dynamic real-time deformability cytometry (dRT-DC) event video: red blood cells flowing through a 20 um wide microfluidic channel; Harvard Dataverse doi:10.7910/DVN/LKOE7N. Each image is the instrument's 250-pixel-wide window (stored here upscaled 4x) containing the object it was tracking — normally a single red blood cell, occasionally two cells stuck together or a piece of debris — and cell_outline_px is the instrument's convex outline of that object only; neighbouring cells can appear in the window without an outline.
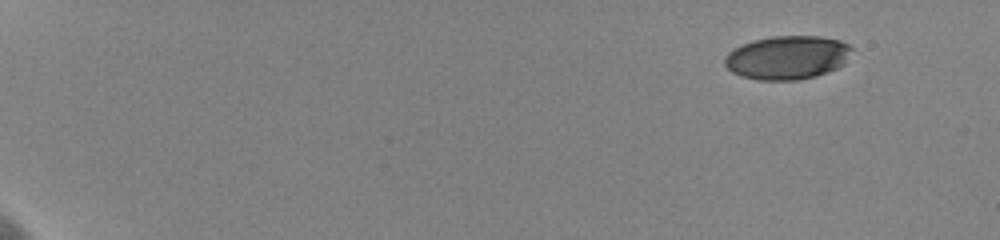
{"species": "human", "species_latin": "Homo sapiens", "temperature_condition": "cold", "stored_images_in_passage": 9, "camera_frame_rate_fps": 3000, "um_per_image_px": 0.085, "donor": {"sex": "female"}, "frame": {"image": 1, "passage_image": 1, "time_ms": 0.0, "image_size_px": [1000, 240], "cell_outline_px": [[856, 48], [844, 64], [836, 68], [816, 76], [796, 80], [760, 80], [740, 76], [732, 72], [724, 64], [724, 56], [728, 52], [744, 44], [756, 40], [772, 36], [820, 36], [840, 40]], "centroid_in_image_um": [66.96, 4.89], "position_along_channel_um": 18.0, "area_um2": 32.43}}
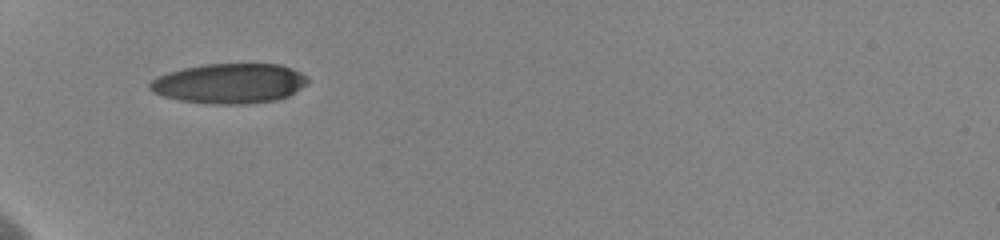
{"frame": {"image": 2, "passage_image": 6, "time_ms": 5.667, "image_size_px": [1000, 240], "cell_outline_px": [[308, 84], [288, 96], [276, 100], [248, 104], [212, 104], [180, 100], [164, 96], [152, 92], [148, 88], [148, 84], [156, 76], [168, 72], [184, 68], [204, 64], [280, 64], [292, 68], [308, 76]], "centroid_in_image_um": [19.51, 7.09], "position_along_channel_um": 65.5, "area_um2": 36.99}}